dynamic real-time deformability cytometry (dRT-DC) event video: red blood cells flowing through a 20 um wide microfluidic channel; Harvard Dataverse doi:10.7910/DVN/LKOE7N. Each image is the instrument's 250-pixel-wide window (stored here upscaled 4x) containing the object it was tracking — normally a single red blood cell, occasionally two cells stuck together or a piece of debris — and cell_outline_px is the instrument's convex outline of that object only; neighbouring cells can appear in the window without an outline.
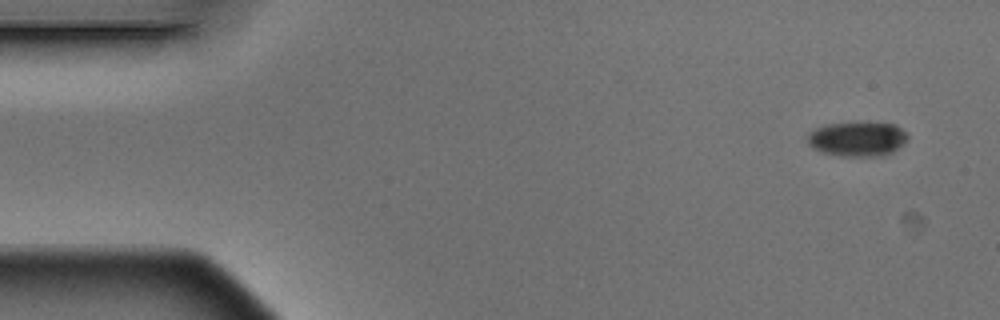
{"species": "Egyptian fruit bat (a non-hibernating species)", "species_latin": "Rousettus aegyptiacus", "temperature_condition": "warm", "stored_images_in_passage": 4, "camera_frame_rate_fps": 3000, "um_per_image_px": 0.085, "animal": {"sex": "male"}, "frame": {"image": 1, "passage_image": 1, "time_ms": 0.0, "image_size_px": [1000, 320], "cell_outline_px": [[908, 140], [904, 144], [892, 152], [884, 156], [840, 156], [820, 152], [812, 148], [808, 144], [808, 132], [816, 128], [828, 124], [896, 124], [908, 136]], "centroid_in_image_um": [72.87, 11.85], "position_along_channel_um": 12.1, "area_um2": 19.94}}
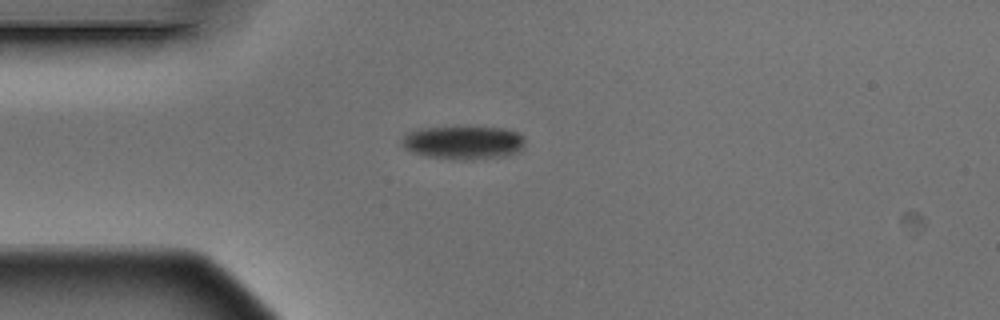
{"frame": {"image": 2, "passage_image": 4, "time_ms": 1.0, "image_size_px": [1000, 320], "cell_outline_px": [[524, 148], [520, 152], [508, 156], [472, 160], [428, 156], [412, 152], [404, 148], [400, 144], [400, 140], [404, 132], [420, 128], [504, 128], [516, 132], [524, 136]], "centroid_in_image_um": [39.38, 12.12], "position_along_channel_um": 45.6, "area_um2": 24.04}}